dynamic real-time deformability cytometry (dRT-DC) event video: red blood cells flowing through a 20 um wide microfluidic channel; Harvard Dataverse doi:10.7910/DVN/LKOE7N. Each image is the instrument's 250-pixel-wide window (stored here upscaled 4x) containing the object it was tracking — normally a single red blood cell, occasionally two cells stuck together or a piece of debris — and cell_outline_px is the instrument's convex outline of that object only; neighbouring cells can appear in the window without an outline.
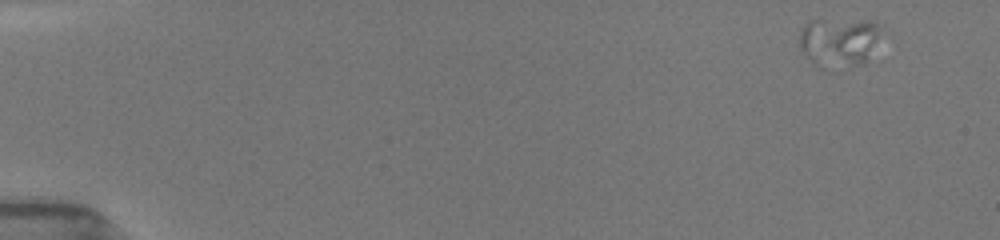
{"species": "common noctule bat (a hibernating species)", "species_latin": "Nyctalus noctula", "temperature_condition": "room temperature", "stored_images_in_passage": 13, "segment_of_instrument_passage": [2, 3], "camera_frame_rate_fps": 3000, "um_per_image_px": 0.085, "animal": {"sex": "female", "body_mass_g": 19.5, "forearm_length_mm": 54.1}, "frame": {"image": 1, "passage_image": 5, "time_ms": 1.0, "image_size_px": [1000, 240], "cell_outline_px": [[884, 32], [868, 60], [864, 64], [820, 68], [816, 68], [800, 48], [800, 32], [804, 24], [808, 20], [876, 20], [884, 24]], "centroid_in_image_um": [71.39, 3.53], "position_along_channel_um": 13.6, "area_um2": 24.22}}